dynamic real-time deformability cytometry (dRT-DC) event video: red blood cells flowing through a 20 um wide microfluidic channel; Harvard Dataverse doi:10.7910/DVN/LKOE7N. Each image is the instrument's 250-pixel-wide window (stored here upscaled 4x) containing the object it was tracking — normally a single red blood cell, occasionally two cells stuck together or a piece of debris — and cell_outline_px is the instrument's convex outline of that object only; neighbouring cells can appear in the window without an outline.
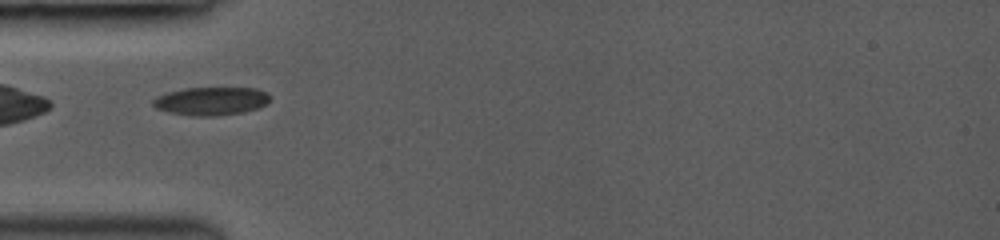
{"species": "common noctule bat (a hibernating species)", "species_latin": "Nyctalus noctula", "temperature_condition": "room temperature", "stored_images_in_passage": 10, "camera_frame_rate_fps": 3000, "um_per_image_px": 0.085, "animal": {"sex": "female", "body_mass_g": 19.0, "forearm_length_mm": 53.3}, "frame": {"image": 1, "passage_image": 1, "time_ms": 0.0, "image_size_px": [1000, 240], "cell_outline_px": [[272, 96], [264, 104], [256, 108], [244, 112], [216, 116], [192, 116], [168, 112], [156, 108], [152, 104], [152, 100], [156, 96], [168, 92], [184, 88], [256, 88], [268, 92]], "centroid_in_image_um": [17.93, 8.59], "position_along_channel_um": 67.1, "area_um2": 19.31}}
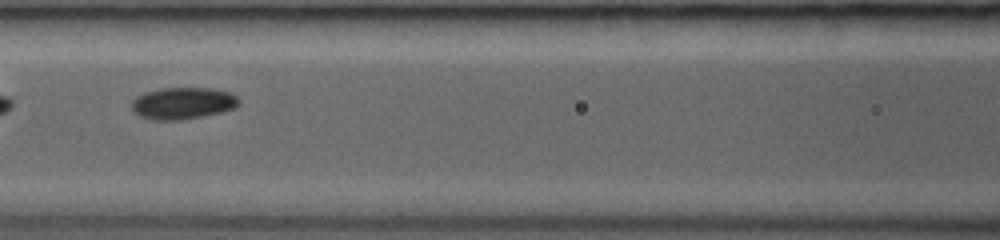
{"frame": {"image": 2, "passage_image": 5, "time_ms": 2.0, "image_size_px": [1000, 240], "cell_outline_px": [[240, 104], [236, 108], [220, 112], [180, 120], [152, 120], [140, 116], [132, 112], [132, 100], [136, 96], [144, 92], [160, 88], [212, 88], [228, 92], [236, 96], [240, 100]], "centroid_in_image_um": [15.52, 8.77], "position_along_channel_um": 151.1, "area_um2": 20.0}}
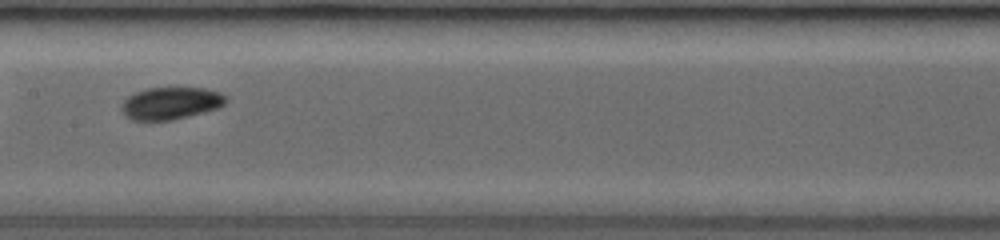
{"frame": {"image": 3, "passage_image": 9, "time_ms": 3.0, "image_size_px": [1000, 240], "cell_outline_px": [[228, 100], [224, 104], [216, 108], [204, 112], [172, 120], [132, 120], [120, 108], [120, 104], [128, 96], [136, 92], [148, 88], [204, 88], [220, 92], [228, 96]], "centroid_in_image_um": [14.53, 8.76], "position_along_channel_um": 192.9, "area_um2": 19.54}}